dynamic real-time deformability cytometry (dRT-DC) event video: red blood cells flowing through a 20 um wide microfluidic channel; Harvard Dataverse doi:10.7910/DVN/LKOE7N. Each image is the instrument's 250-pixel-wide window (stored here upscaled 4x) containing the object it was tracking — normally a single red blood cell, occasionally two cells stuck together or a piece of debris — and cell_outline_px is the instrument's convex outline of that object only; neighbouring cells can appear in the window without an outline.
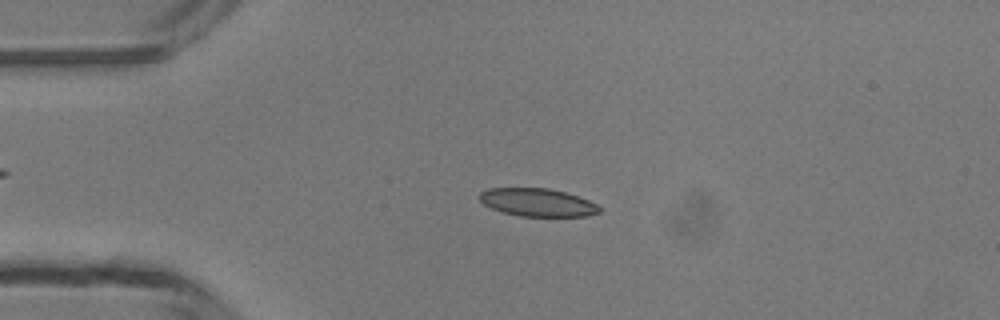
{"species": "common noctule bat (a hibernating species)", "species_latin": "Nyctalus noctula", "temperature_condition": "room temperature", "stored_images_in_passage": 39, "camera_frame_rate_fps": 3000, "um_per_image_px": 0.085, "animal": {"sex": "male", "body_mass_g": 13.3}, "frame": {"image": 1, "passage_image": 2, "time_ms": 0.333, "image_size_px": [1000, 320], "cell_outline_px": [[600, 212], [588, 216], [520, 216], [500, 212], [484, 204], [476, 196], [480, 192], [488, 188], [548, 188], [564, 192], [588, 200], [596, 204], [600, 208]], "centroid_in_image_um": [45.64, 17.2], "position_along_channel_um": 39.4, "area_um2": 19.54}}
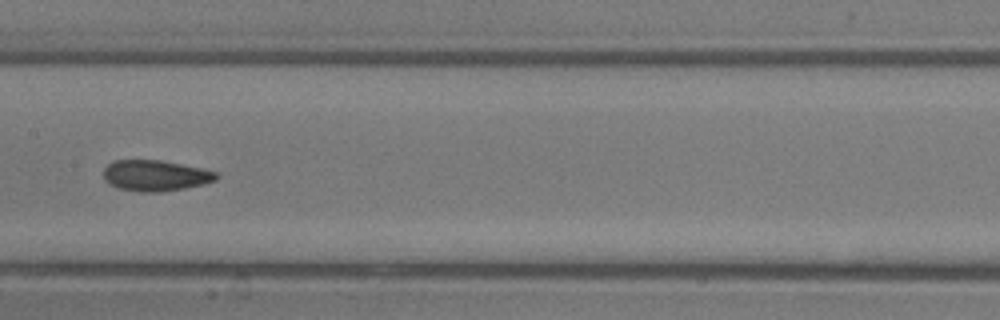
{"frame": {"image": 2, "passage_image": 15, "time_ms": 4.667, "image_size_px": [1000, 320], "cell_outline_px": [[220, 176], [216, 180], [204, 184], [184, 188], [160, 192], [140, 192], [116, 188], [104, 180], [104, 168], [112, 160], [160, 160], [204, 168], [216, 172]], "centroid_in_image_um": [13.21, 14.92], "position_along_channel_um": 194.2, "area_um2": 20.52}}
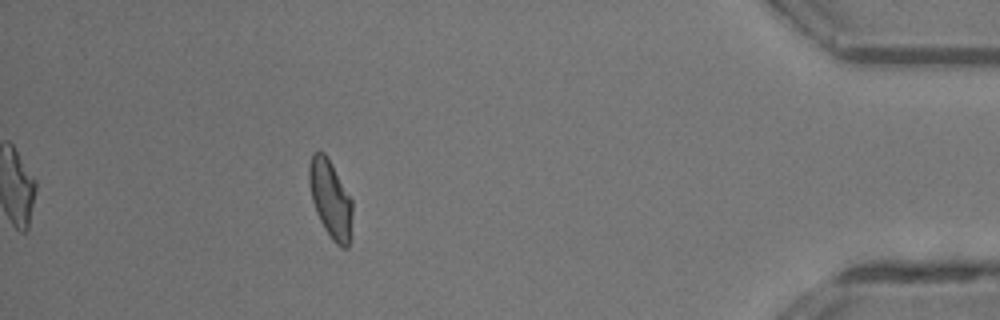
{"frame": {"image": 3, "passage_image": 34, "time_ms": 11.0, "image_size_px": [1000, 320], "cell_outline_px": [[352, 216], [348, 248], [340, 248], [332, 240], [324, 228], [316, 212], [312, 200], [308, 180], [308, 164], [312, 152], [324, 152], [328, 156], [352, 200]], "centroid_in_image_um": [28.07, 16.89], "position_along_channel_um": 407.1, "area_um2": 19.77}, "authors_computed_cell_mechanics": {"area_um2": 20.0566, "velocity_mm_per_s": 4.2209, "shape_relaxation_time_tau1_ms": 5.9802, "shape_relaxation_time_tau2_ms": 0.6944, "deformation_change_tau1": 0.161, "deformation_change_tau2": 0.0514}}